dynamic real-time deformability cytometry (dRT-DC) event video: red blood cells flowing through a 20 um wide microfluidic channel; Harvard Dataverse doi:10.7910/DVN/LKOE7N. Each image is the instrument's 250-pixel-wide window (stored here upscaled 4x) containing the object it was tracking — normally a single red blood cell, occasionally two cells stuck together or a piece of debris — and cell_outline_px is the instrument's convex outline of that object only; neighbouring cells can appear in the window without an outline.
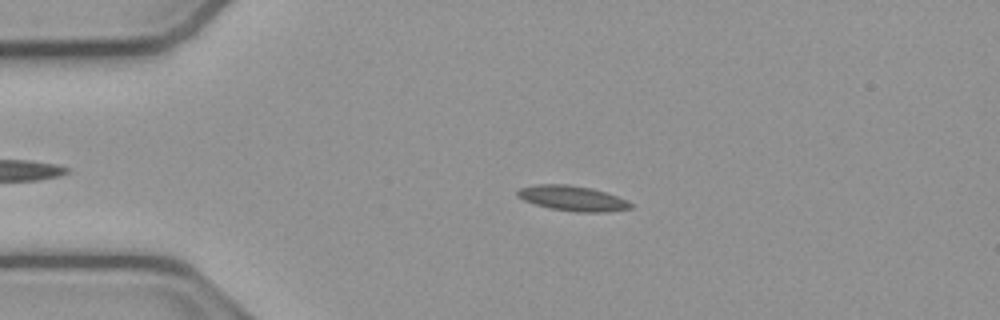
{"species": "common noctule bat (a hibernating species)", "species_latin": "Nyctalus noctula", "temperature_condition": "cold", "stored_images_in_passage": 47, "camera_frame_rate_fps": 3000, "um_per_image_px": 0.085, "animal": {"sex": "male", "body_mass_g": 23.1, "forearm_length_mm": 52.7}, "frame": {"image": 1, "passage_image": 11, "time_ms": 3.333, "image_size_px": [1000, 320], "cell_outline_px": [[632, 208], [604, 212], [576, 212], [548, 208], [524, 200], [516, 196], [516, 192], [520, 188], [536, 184], [568, 184], [592, 188], [628, 200], [632, 204]], "centroid_in_image_um": [48.65, 16.85], "position_along_channel_um": 36.4, "area_um2": 16.59}}
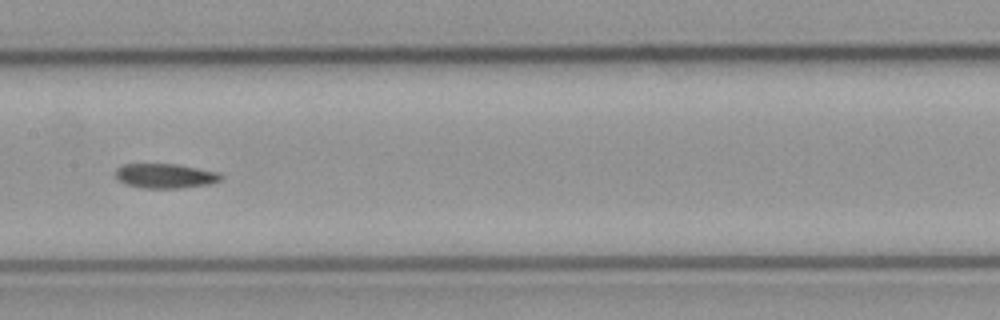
{"frame": {"image": 2, "passage_image": 26, "time_ms": 8.333, "image_size_px": [1000, 320], "cell_outline_px": [[224, 176], [220, 180], [212, 184], [180, 188], [144, 188], [128, 184], [116, 180], [116, 168], [124, 164], [176, 164], [220, 172]], "centroid_in_image_um": [14.08, 14.95], "position_along_channel_um": 193.3, "area_um2": 15.2}}
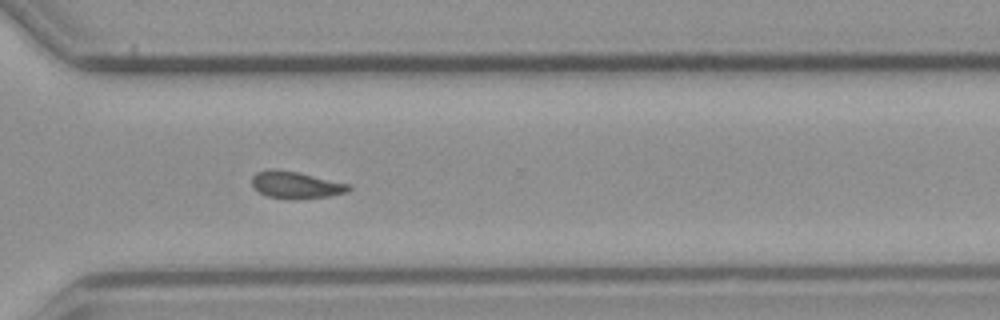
{"frame": {"image": 3, "passage_image": 38, "time_ms": 12.333, "image_size_px": [1000, 320], "cell_outline_px": [[352, 188], [348, 192], [328, 196], [296, 200], [292, 200], [268, 196], [260, 192], [252, 184], [252, 176], [256, 172], [276, 168], [296, 172], [352, 184]], "centroid_in_image_um": [25.19, 15.73], "position_along_channel_um": 345.4, "area_um2": 15.32}, "authors_computed_cell_mechanics": {"area_um2": 15.3748, "velocity_mm_per_s": 3.8181, "shape_relaxation_time_tau1_ms": 5.2073, "shape_relaxation_time_tau2_ms": 5.6022, "deformation_change_tau1": 0.1428, "deformation_change_tau2": 0.1177}}